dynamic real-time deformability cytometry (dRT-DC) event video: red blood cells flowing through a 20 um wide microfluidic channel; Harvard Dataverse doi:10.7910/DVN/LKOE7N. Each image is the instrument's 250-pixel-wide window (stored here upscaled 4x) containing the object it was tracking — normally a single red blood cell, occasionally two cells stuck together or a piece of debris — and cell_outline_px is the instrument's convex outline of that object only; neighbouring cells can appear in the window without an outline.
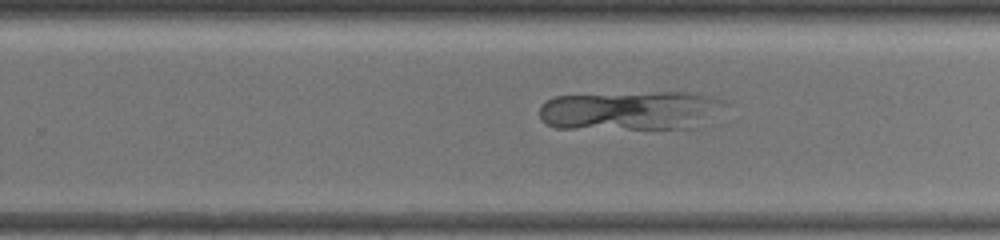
{"species": "common noctule bat (a hibernating species)", "species_latin": "Nyctalus noctula", "temperature_condition": "warm", "stored_images_in_passage": 16, "camera_frame_rate_fps": 3000, "um_per_image_px": 0.085, "animal": {"sex": "female", "body_mass_g": 19.5, "forearm_length_mm": 54.1}, "frame": {"image": 1, "passage_image": 14, "time_ms": 7.667, "image_size_px": [1000, 240], "cell_outline_px": [[732, 104], [704, 128], [556, 128], [540, 120], [540, 104], [552, 96], [656, 92], [696, 92], [732, 100]], "centroid_in_image_um": [53.83, 9.39], "position_along_channel_um": 276.0, "area_um2": 43.81}}